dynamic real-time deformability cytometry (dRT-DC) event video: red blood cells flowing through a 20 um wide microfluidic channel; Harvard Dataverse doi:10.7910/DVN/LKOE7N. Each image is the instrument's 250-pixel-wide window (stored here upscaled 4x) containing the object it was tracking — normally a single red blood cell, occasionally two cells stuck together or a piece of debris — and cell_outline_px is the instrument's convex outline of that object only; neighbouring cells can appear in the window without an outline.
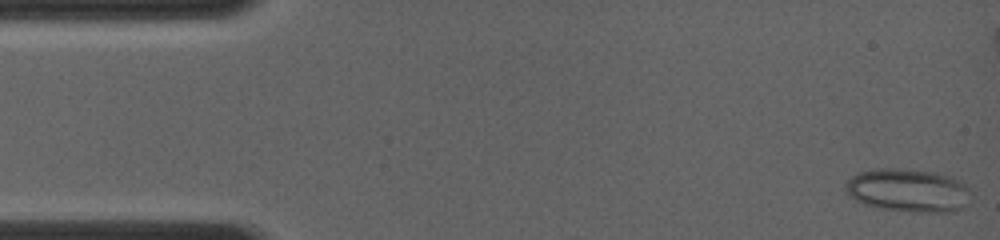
{"species": "common noctule bat (a hibernating species)", "species_latin": "Nyctalus noctula", "temperature_condition": "room temperature", "stored_images_in_passage": 51, "camera_frame_rate_fps": 4000, "um_per_image_px": 0.085, "animal": {"sex": "female", "body_mass_g": 19.0, "forearm_length_mm": 56.7}, "frame": {"image": 1, "passage_image": 1, "time_ms": 0.0, "image_size_px": [1000, 240], "cell_outline_px": [[968, 204], [964, 208], [956, 212], [916, 212], [880, 208], [864, 204], [848, 196], [844, 192], [844, 184], [852, 176], [860, 172], [876, 168], [896, 168], [936, 172], [960, 180], [968, 188]], "centroid_in_image_um": [77.17, 16.19], "position_along_channel_um": 7.8, "area_um2": 31.85}}
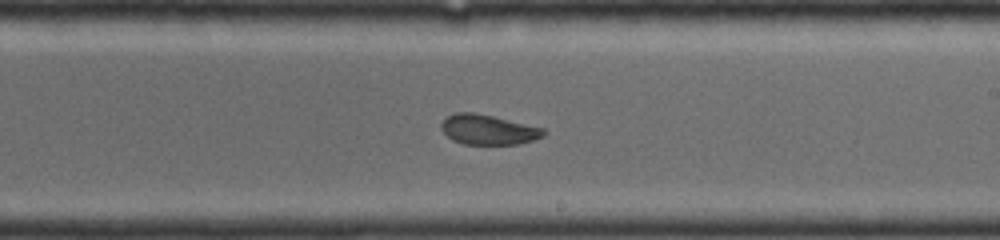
{"frame": {"image": 2, "passage_image": 38, "time_ms": 8.25, "image_size_px": [1000, 240], "cell_outline_px": [[548, 132], [544, 136], [520, 144], [464, 144], [452, 140], [440, 128], [440, 124], [448, 116], [456, 112], [472, 112], [492, 116], [544, 128]], "centroid_in_image_um": [41.51, 11.02], "position_along_channel_um": 247.5, "area_um2": 17.8}}
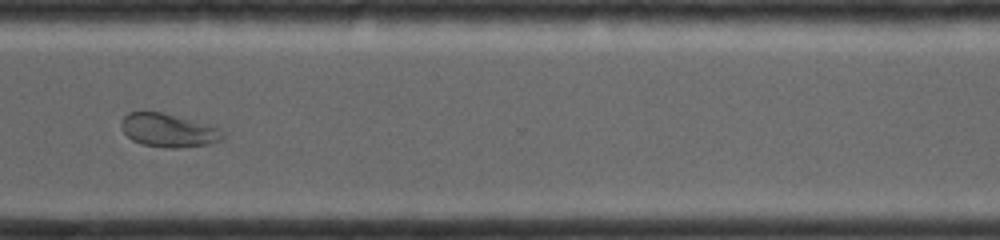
{"frame": {"image": 3, "passage_image": 50, "time_ms": 10.75, "image_size_px": [1000, 240], "cell_outline_px": [[224, 140], [208, 144], [180, 148], [164, 148], [140, 144], [132, 140], [124, 132], [120, 124], [124, 116], [128, 112], [160, 112], [220, 128], [224, 132]], "centroid_in_image_um": [14.32, 11.1], "position_along_channel_um": 356.3, "area_um2": 19.71}}